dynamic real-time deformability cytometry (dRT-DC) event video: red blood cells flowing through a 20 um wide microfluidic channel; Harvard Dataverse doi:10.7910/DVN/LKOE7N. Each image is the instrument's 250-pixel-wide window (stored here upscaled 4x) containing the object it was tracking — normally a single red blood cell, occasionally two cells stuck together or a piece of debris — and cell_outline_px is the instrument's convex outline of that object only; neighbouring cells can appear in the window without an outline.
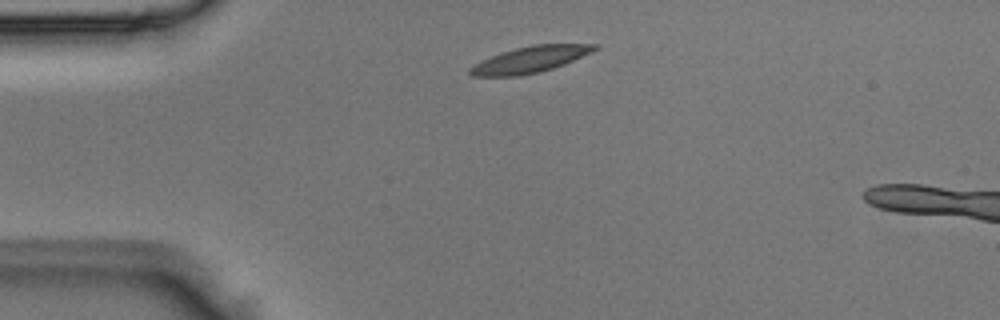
{"species": "Egyptian fruit bat (a non-hibernating species)", "species_latin": "Rousettus aegyptiacus", "temperature_condition": "room temperature", "stored_images_in_passage": 38, "camera_frame_rate_fps": 3000, "um_per_image_px": 0.085, "animal": {"sex": "male"}, "frame": {"image": 1, "passage_image": 1, "time_ms": 0.0, "image_size_px": [1000, 320], "cell_outline_px": [[600, 48], [564, 64], [540, 72], [516, 76], [472, 76], [468, 72], [468, 68], [492, 56], [516, 48], [532, 44], [596, 44]], "centroid_in_image_um": [45.08, 5.06], "position_along_channel_um": 39.9, "area_um2": 18.73}}
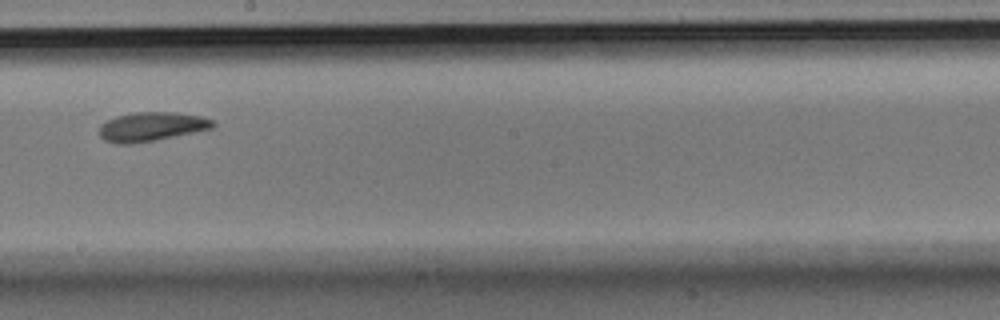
{"frame": {"image": 2, "passage_image": 18, "time_ms": 5.667, "image_size_px": [1000, 320], "cell_outline_px": [[216, 124], [212, 128], [152, 140], [128, 144], [116, 144], [104, 140], [100, 136], [100, 124], [116, 116], [136, 112], [176, 112], [200, 116], [212, 120]], "centroid_in_image_um": [12.84, 10.75], "position_along_channel_um": 235.4, "area_um2": 18.9}}
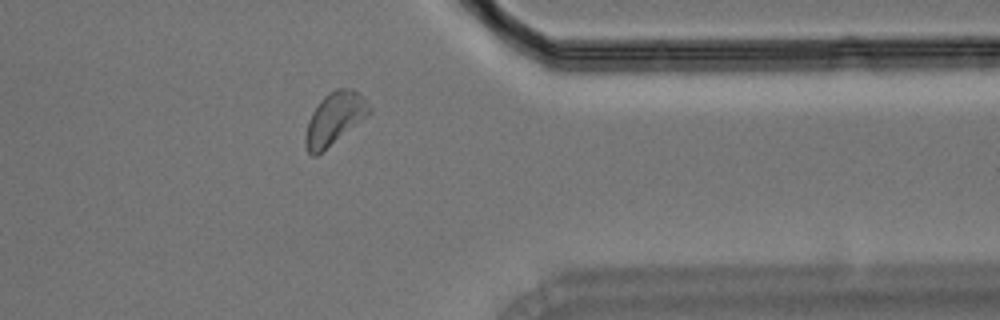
{"frame": {"image": 3, "passage_image": 30, "time_ms": 9.667, "image_size_px": [1000, 320], "cell_outline_px": [[372, 112], [368, 116], [316, 156], [312, 156], [308, 152], [304, 144], [304, 136], [308, 120], [312, 112], [320, 100], [324, 96], [336, 88], [352, 88], [372, 108]], "centroid_in_image_um": [28.41, 10.09], "position_along_channel_um": 383.0, "area_um2": 19.31}}